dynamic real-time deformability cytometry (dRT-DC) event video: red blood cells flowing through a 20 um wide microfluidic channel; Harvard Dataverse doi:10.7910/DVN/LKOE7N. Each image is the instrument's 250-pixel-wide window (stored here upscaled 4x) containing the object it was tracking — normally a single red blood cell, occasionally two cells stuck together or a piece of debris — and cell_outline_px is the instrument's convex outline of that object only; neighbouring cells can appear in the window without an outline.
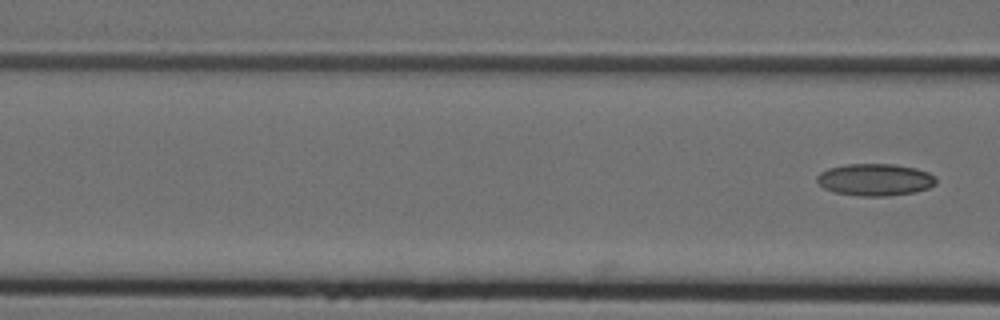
{"species": "Egyptian fruit bat (a non-hibernating species)", "species_latin": "Rousettus aegyptiacus", "temperature_condition": "cold", "stored_images_in_passage": 8, "camera_frame_rate_fps": 3000, "um_per_image_px": 0.085, "animal": {"sex": "female"}, "frame": {"image": 1, "passage_image": 8, "time_ms": 2.333, "image_size_px": [1000, 320], "cell_outline_px": [[936, 184], [928, 188], [916, 192], [888, 196], [860, 196], [832, 192], [824, 188], [816, 180], [816, 176], [820, 172], [828, 168], [844, 164], [896, 164], [916, 168], [928, 172], [936, 176]], "centroid_in_image_um": [74.38, 15.27], "position_along_channel_um": 92.2, "area_um2": 22.54}}